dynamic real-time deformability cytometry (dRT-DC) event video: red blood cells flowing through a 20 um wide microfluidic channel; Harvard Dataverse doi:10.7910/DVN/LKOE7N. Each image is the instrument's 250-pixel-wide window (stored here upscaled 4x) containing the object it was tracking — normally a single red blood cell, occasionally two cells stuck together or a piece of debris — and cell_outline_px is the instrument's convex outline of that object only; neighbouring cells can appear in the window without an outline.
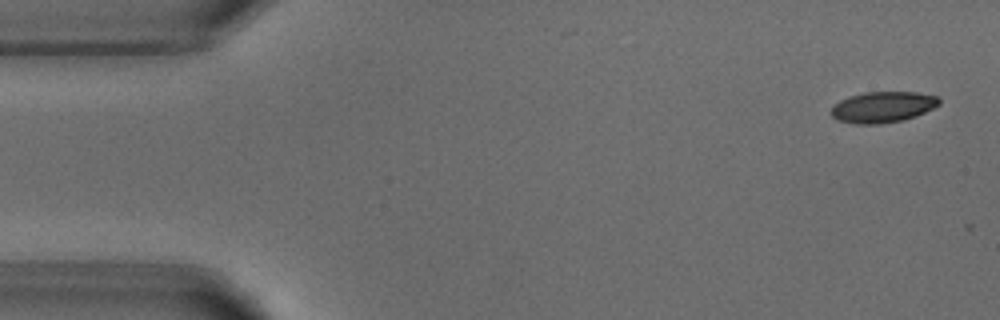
{"species": "common noctule bat (a hibernating species)", "species_latin": "Nyctalus noctula", "temperature_condition": "warm", "stored_images_in_passage": 4, "segment_of_instrument_passage": [1, 2], "camera_frame_rate_fps": 3000, "um_per_image_px": 0.085, "animal": {"sex": "male", "body_mass_g": 18.8}, "frame": {"image": 1, "passage_image": 1, "time_ms": 0.0, "image_size_px": [1000, 320], "cell_outline_px": [[940, 104], [916, 116], [904, 120], [880, 124], [856, 124], [836, 120], [832, 116], [832, 108], [840, 100], [848, 96], [864, 92], [916, 92], [936, 96], [940, 100]], "centroid_in_image_um": [75.03, 9.1], "position_along_channel_um": 10.0, "area_um2": 19.48}}